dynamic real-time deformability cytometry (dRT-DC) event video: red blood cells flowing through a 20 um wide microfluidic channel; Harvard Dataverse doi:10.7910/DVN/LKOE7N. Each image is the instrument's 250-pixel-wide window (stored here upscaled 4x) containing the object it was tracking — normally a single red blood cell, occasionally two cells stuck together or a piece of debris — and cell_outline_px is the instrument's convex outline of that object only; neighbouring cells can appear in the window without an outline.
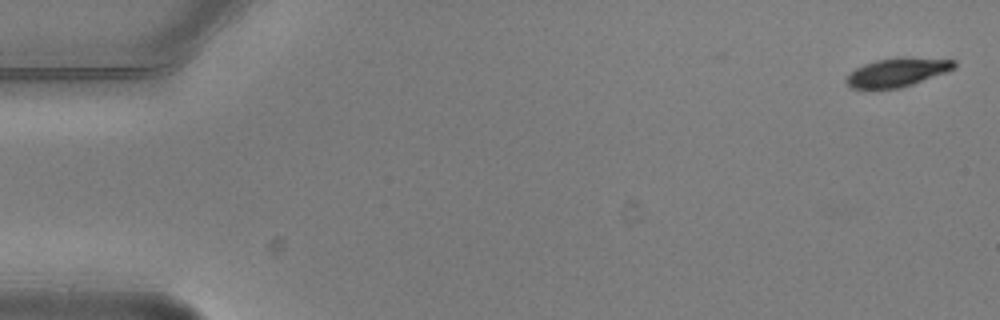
{"species": "common noctule bat (a hibernating species)", "species_latin": "Nyctalus noctula", "temperature_condition": "warm", "stored_images_in_passage": 7, "camera_frame_rate_fps": 3000, "um_per_image_px": 0.085, "animal": {"sex": "male", "body_mass_g": 20.5, "forearm_length_mm": 52.5}, "frame": {"image": 1, "passage_image": 1, "time_ms": 0.0, "image_size_px": [1000, 320], "cell_outline_px": [[956, 68], [912, 84], [900, 88], [852, 88], [844, 80], [856, 68], [864, 64], [876, 60], [896, 56], [908, 56], [956, 60]], "centroid_in_image_um": [76.3, 6.11], "position_along_channel_um": 8.7, "area_um2": 18.03}}
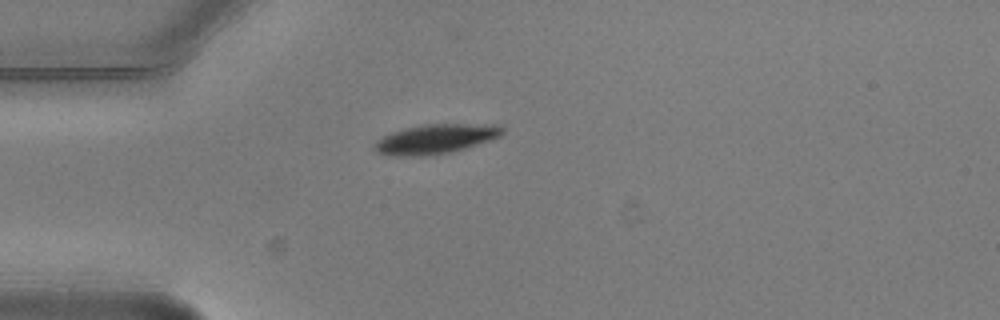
{"frame": {"image": 2, "passage_image": 4, "time_ms": 1.0, "image_size_px": [1000, 320], "cell_outline_px": [[504, 132], [500, 136], [452, 152], [420, 156], [392, 156], [376, 152], [372, 148], [376, 140], [392, 132], [424, 124], [496, 124], [504, 128]], "centroid_in_image_um": [37.0, 11.81], "position_along_channel_um": 48.0, "area_um2": 21.85}}
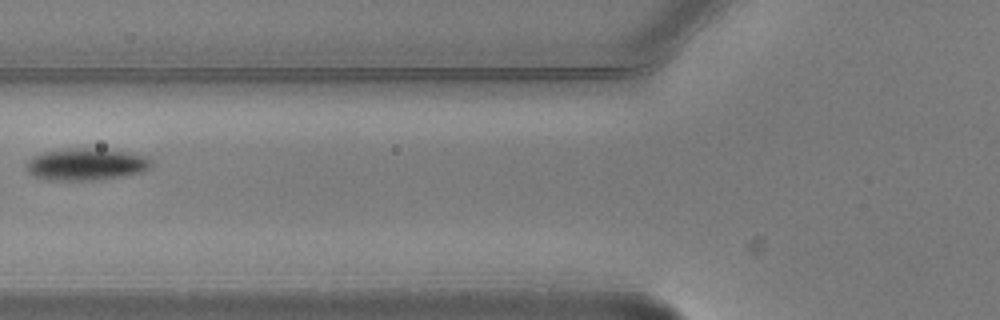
{"frame": {"image": 3, "passage_image": 6, "time_ms": 1.667, "image_size_px": [1000, 320], "cell_outline_px": [[152, 168], [140, 172], [120, 176], [96, 180], [44, 180], [28, 172], [24, 164], [28, 160], [44, 152], [64, 148], [100, 148], [128, 152], [148, 156], [152, 160]], "centroid_in_image_um": [7.34, 13.95], "position_along_channel_um": 118.5, "area_um2": 23.52}}